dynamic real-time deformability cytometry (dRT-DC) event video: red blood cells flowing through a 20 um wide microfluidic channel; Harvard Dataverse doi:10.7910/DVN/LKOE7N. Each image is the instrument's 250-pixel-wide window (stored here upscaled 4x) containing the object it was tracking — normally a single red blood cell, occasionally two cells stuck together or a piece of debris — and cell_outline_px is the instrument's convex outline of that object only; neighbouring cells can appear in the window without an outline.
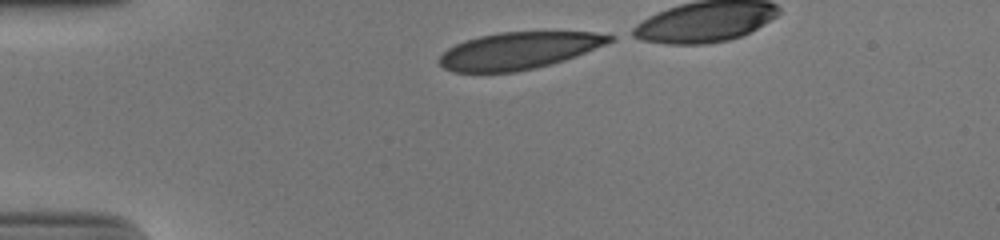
{"species": "human", "species_latin": "Homo sapiens", "temperature_condition": "cold", "stored_images_in_passage": 32, "camera_frame_rate_fps": 3000, "um_per_image_px": 0.085, "donor": {"sex": "male"}, "frame": {"image": 1, "passage_image": 1, "time_ms": 0.0, "image_size_px": [1000, 240], "cell_outline_px": [[616, 40], [576, 56], [552, 64], [536, 68], [516, 72], [452, 72], [444, 68], [436, 60], [448, 48], [464, 40], [480, 36], [500, 32], [596, 32], [616, 36]], "centroid_in_image_um": [44.1, 4.31], "position_along_channel_um": 40.9, "area_um2": 36.88}}
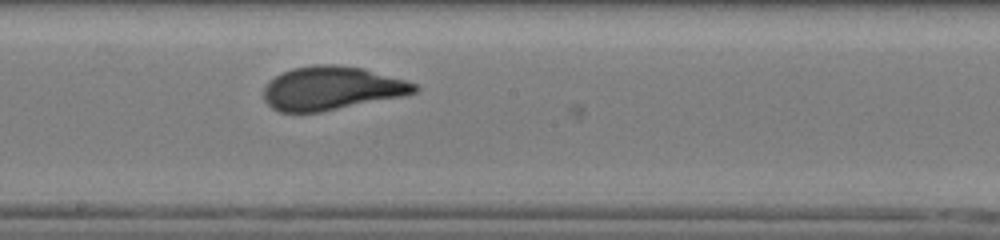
{"frame": {"image": 2, "passage_image": 18, "time_ms": 5.667, "image_size_px": [1000, 240], "cell_outline_px": [[420, 88], [416, 92], [404, 96], [320, 112], [280, 112], [272, 108], [264, 100], [264, 88], [276, 76], [292, 68], [316, 64], [336, 64], [364, 68], [404, 80], [416, 84]], "centroid_in_image_um": [28.21, 7.5], "position_along_channel_um": 220.0, "area_um2": 38.15}}
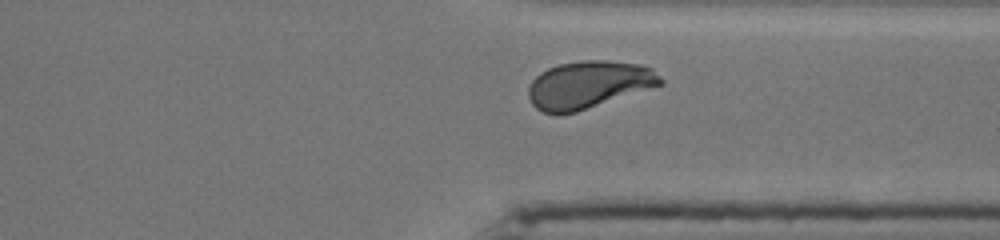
{"frame": {"image": 3, "passage_image": 29, "time_ms": 9.333, "image_size_px": [1000, 240], "cell_outline_px": [[664, 84], [576, 112], [560, 116], [556, 116], [544, 112], [536, 108], [532, 104], [528, 96], [528, 88], [532, 80], [540, 72], [548, 68], [560, 64], [580, 60], [608, 60], [640, 64], [652, 68], [664, 80]], "centroid_in_image_um": [50.02, 7.21], "position_along_channel_um": 361.4, "area_um2": 36.88}, "authors_computed_cell_mechanics": {"area_um2": 38.1191, "velocity_mm_per_s": 3.8461, "shape_relaxation_time_tau1_ms": 4.7823, "shape_relaxation_time_tau2_ms": null, "deformation_change_tau1": 0.1879, "deformation_change_tau2": null}}